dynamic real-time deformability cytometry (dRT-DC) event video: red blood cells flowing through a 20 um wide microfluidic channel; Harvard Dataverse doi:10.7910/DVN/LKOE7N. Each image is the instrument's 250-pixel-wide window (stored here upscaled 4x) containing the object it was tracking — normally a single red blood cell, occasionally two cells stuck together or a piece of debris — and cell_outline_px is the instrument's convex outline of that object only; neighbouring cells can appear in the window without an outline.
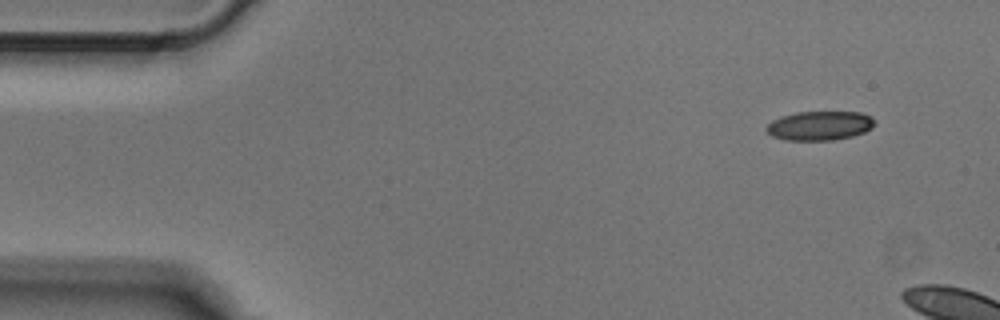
{"species": "Egyptian fruit bat (a non-hibernating species)", "species_latin": "Rousettus aegyptiacus", "temperature_condition": "cold", "stored_images_in_passage": 2, "camera_frame_rate_fps": 3000, "um_per_image_px": 0.085, "animal": {"sex": "male"}, "frame": {"image": 1, "passage_image": 1, "time_ms": 0.0, "image_size_px": [1000, 320], "cell_outline_px": [[876, 120], [872, 128], [864, 132], [852, 136], [832, 140], [784, 140], [772, 136], [764, 128], [772, 120], [780, 116], [796, 112], [860, 112], [872, 116]], "centroid_in_image_um": [69.67, 10.67], "position_along_channel_um": 15.3, "area_um2": 18.55}}